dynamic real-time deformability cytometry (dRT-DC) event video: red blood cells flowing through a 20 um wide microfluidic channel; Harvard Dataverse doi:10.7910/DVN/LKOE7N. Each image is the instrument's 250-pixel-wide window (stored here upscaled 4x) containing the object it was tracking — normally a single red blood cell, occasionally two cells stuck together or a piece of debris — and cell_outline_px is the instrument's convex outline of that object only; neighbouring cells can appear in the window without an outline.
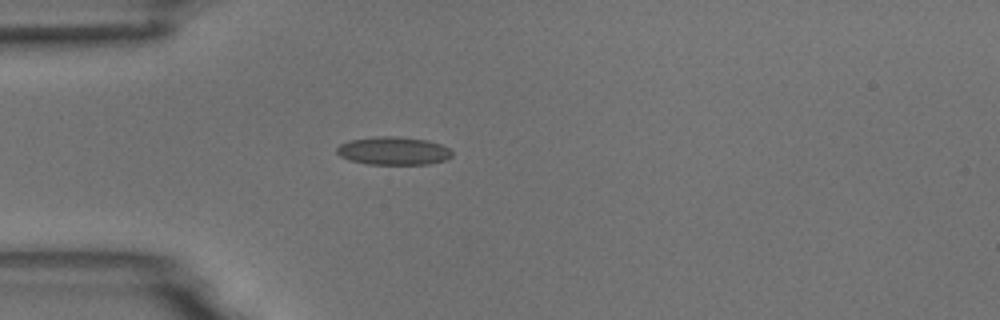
{"species": "common noctule bat (a hibernating species)", "species_latin": "Nyctalus noctula", "temperature_condition": "room temperature", "stored_images_in_passage": 40, "camera_frame_rate_fps": 3000, "um_per_image_px": 0.085, "animal": {"sex": "male", "body_mass_g": 18.8}, "frame": {"image": 1, "passage_image": 1, "time_ms": 0.0, "image_size_px": [1000, 320], "cell_outline_px": [[452, 156], [444, 160], [428, 164], [368, 164], [348, 160], [340, 156], [336, 152], [336, 148], [340, 144], [348, 140], [376, 136], [396, 136], [428, 140], [440, 144], [448, 148], [452, 152]], "centroid_in_image_um": [33.4, 12.81], "position_along_channel_um": 51.6, "area_um2": 18.96}}
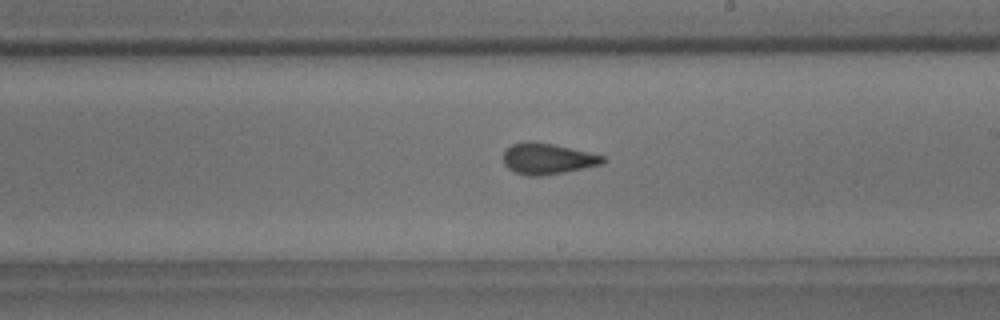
{"frame": {"image": 2, "passage_image": 17, "time_ms": 5.333, "image_size_px": [1000, 320], "cell_outline_px": [[608, 160], [604, 164], [564, 172], [540, 176], [528, 176], [516, 172], [508, 168], [504, 164], [504, 152], [512, 144], [524, 140], [532, 140], [552, 144], [588, 152], [604, 156]], "centroid_in_image_um": [46.55, 13.48], "position_along_channel_um": 242.5, "area_um2": 18.03}}
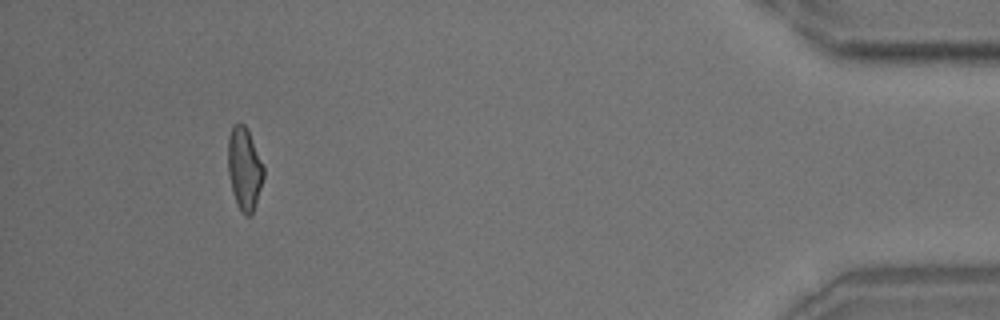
{"frame": {"image": 3, "passage_image": 36, "time_ms": 11.667, "image_size_px": [1000, 320], "cell_outline_px": [[264, 176], [252, 216], [244, 216], [240, 212], [232, 188], [228, 172], [228, 140], [232, 128], [236, 124], [244, 124], [264, 164]], "centroid_in_image_um": [20.79, 14.38], "position_along_channel_um": 414.4, "area_um2": 16.94}, "authors_computed_cell_mechanics": {"area_um2": 17.5423, "velocity_mm_per_s": 3.7385, "shape_relaxation_time_tau1_ms": 8.2007, "shape_relaxation_time_tau2_ms": 1.5466, "deformation_change_tau1": 0.1522, "deformation_change_tau2": 0.09}}